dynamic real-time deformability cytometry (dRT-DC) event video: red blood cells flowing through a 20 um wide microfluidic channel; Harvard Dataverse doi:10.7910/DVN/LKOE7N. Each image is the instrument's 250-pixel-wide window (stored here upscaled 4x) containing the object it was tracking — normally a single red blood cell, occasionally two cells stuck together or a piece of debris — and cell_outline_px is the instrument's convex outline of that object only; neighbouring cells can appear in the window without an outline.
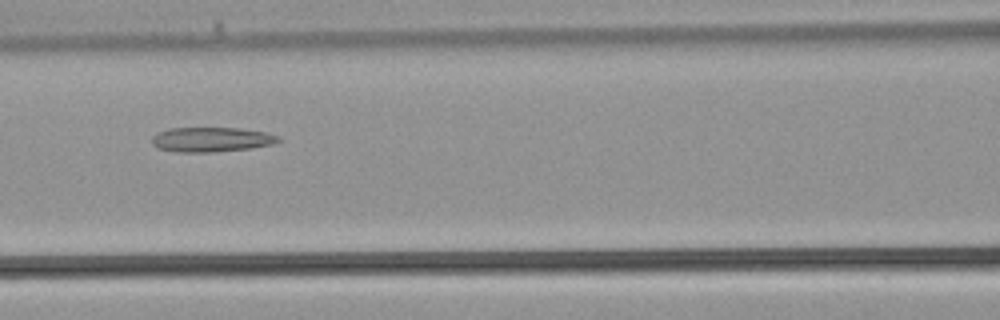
{"species": "common noctule bat (a hibernating species)", "species_latin": "Nyctalus noctula", "temperature_condition": "warm", "stored_images_in_passage": 28, "camera_frame_rate_fps": 3000, "um_per_image_px": 0.085, "animal": {"sex": "male", "body_mass_g": 21.5, "forearm_length_mm": 52.0}, "frame": {"image": 1, "passage_image": 10, "time_ms": 3.0, "image_size_px": [1000, 320], "cell_outline_px": [[280, 140], [272, 144], [252, 148], [212, 152], [176, 152], [156, 148], [152, 144], [152, 136], [156, 132], [168, 128], [236, 128], [264, 132], [280, 136]], "centroid_in_image_um": [17.91, 11.86], "position_along_channel_um": 148.7, "area_um2": 18.26}}
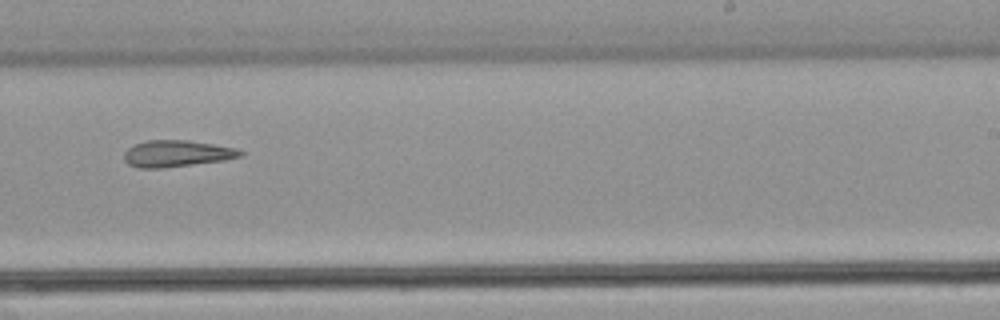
{"frame": {"image": 2, "passage_image": 17, "time_ms": 5.333, "image_size_px": [1000, 320], "cell_outline_px": [[244, 156], [224, 160], [160, 168], [136, 168], [128, 164], [124, 160], [124, 152], [128, 148], [136, 144], [148, 140], [188, 140], [236, 148], [244, 152]], "centroid_in_image_um": [15.02, 13.05], "position_along_channel_um": 274.0, "area_um2": 17.92}}
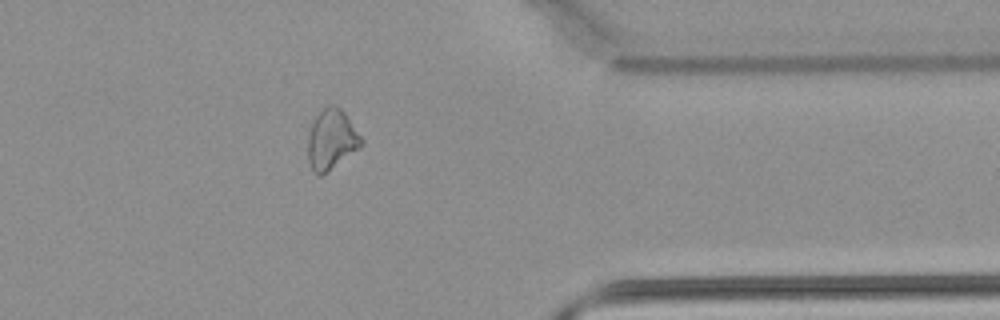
{"frame": {"image": 3, "passage_image": 24, "time_ms": 7.667, "image_size_px": [1000, 320], "cell_outline_px": [[364, 144], [360, 148], [320, 176], [316, 176], [308, 160], [308, 136], [312, 124], [316, 116], [328, 104], [336, 104], [344, 112], [364, 140]], "centroid_in_image_um": [28.19, 11.85], "position_along_channel_um": 383.2, "area_um2": 18.61}}